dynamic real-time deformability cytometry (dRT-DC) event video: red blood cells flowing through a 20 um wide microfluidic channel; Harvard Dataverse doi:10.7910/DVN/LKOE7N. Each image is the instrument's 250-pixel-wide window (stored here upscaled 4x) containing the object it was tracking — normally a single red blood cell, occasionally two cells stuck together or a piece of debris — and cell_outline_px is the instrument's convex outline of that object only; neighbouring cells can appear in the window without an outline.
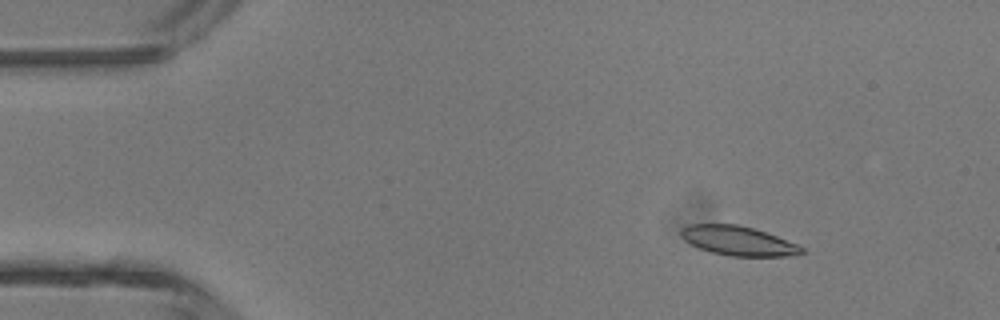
{"species": "common noctule bat (a hibernating species)", "species_latin": "Nyctalus noctula", "temperature_condition": "room temperature", "stored_images_in_passage": 4, "camera_frame_rate_fps": 3000, "um_per_image_px": 0.085, "animal": {"sex": "male", "body_mass_g": 13.3}, "frame": {"image": 1, "passage_image": 2, "time_ms": 0.333, "image_size_px": [1000, 320], "cell_outline_px": [[808, 252], [796, 256], [728, 256], [712, 252], [700, 248], [684, 240], [680, 236], [680, 232], [688, 224], [736, 224], [752, 228], [776, 236], [796, 244], [804, 248]], "centroid_in_image_um": [62.78, 20.48], "position_along_channel_um": 22.2, "area_um2": 20.58}}